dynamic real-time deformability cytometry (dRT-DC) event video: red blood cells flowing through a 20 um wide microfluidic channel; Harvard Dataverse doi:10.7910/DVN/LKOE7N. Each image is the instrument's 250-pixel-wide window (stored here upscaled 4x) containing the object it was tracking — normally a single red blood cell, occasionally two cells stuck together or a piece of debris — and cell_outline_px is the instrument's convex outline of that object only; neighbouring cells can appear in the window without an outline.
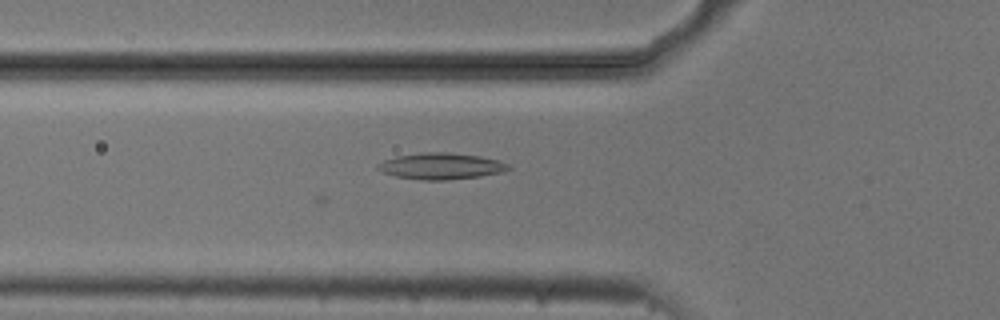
{"species": "common noctule bat (a hibernating species)", "species_latin": "Nyctalus noctula", "temperature_condition": "cold", "stored_images_in_passage": 28, "camera_frame_rate_fps": 3000, "um_per_image_px": 0.085, "animal": {"sex": "male", "body_mass_g": 20.5, "forearm_length_mm": 52.5}, "frame": {"image": 1, "passage_image": 9, "time_ms": 2.667, "image_size_px": [1000, 320], "cell_outline_px": [[512, 168], [504, 172], [480, 176], [448, 180], [420, 180], [396, 176], [384, 172], [376, 168], [376, 164], [384, 160], [396, 156], [420, 152], [444, 152], [480, 156], [500, 160], [508, 164]], "centroid_in_image_um": [37.5, 14.12], "position_along_channel_um": 88.3, "area_um2": 20.17}}
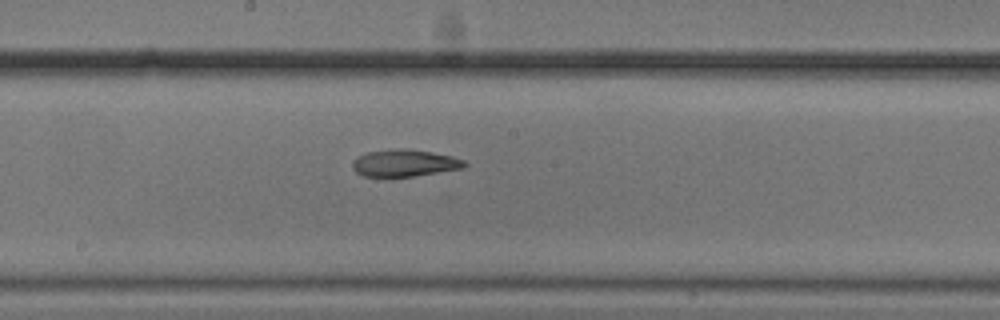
{"frame": {"image": 2, "passage_image": 19, "time_ms": 6.0, "image_size_px": [1000, 320], "cell_outline_px": [[468, 164], [464, 168], [412, 176], [364, 176], [356, 172], [352, 168], [352, 160], [368, 152], [396, 148], [408, 148], [432, 152], [452, 156], [464, 160]], "centroid_in_image_um": [34.4, 13.84], "position_along_channel_um": 213.8, "area_um2": 17.57}}
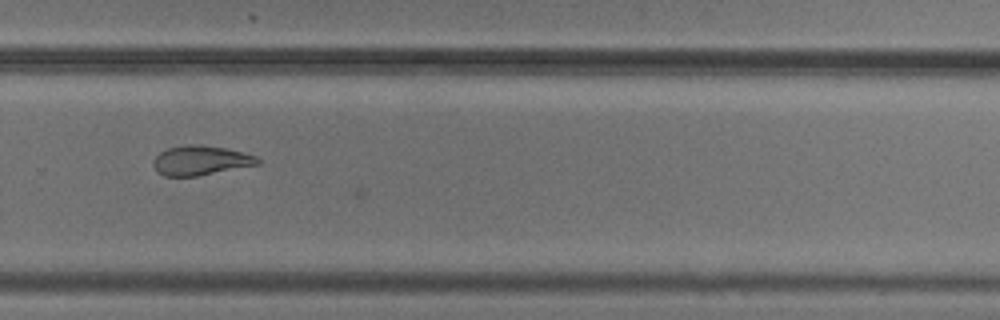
{"frame": {"image": 3, "passage_image": 27, "time_ms": 8.667, "image_size_px": [1000, 320], "cell_outline_px": [[264, 160], [260, 164], [196, 176], [164, 176], [152, 164], [156, 156], [160, 152], [168, 148], [188, 144], [224, 148], [244, 152], [256, 156]], "centroid_in_image_um": [17.11, 13.64], "position_along_channel_um": 312.7, "area_um2": 17.74}}